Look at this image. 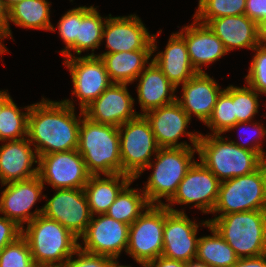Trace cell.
<instances>
[{"label":"cell","mask_w":266,"mask_h":267,"mask_svg":"<svg viewBox=\"0 0 266 267\" xmlns=\"http://www.w3.org/2000/svg\"><path fill=\"white\" fill-rule=\"evenodd\" d=\"M74 110L73 101L69 99L55 102L43 98L30 105L27 137L38 156L78 149L79 126L84 112L81 110L77 119Z\"/></svg>","instance_id":"cell-1"},{"label":"cell","mask_w":266,"mask_h":267,"mask_svg":"<svg viewBox=\"0 0 266 267\" xmlns=\"http://www.w3.org/2000/svg\"><path fill=\"white\" fill-rule=\"evenodd\" d=\"M22 237L37 267H63L79 247L77 237L42 214L29 222L27 228H22Z\"/></svg>","instance_id":"cell-2"},{"label":"cell","mask_w":266,"mask_h":267,"mask_svg":"<svg viewBox=\"0 0 266 267\" xmlns=\"http://www.w3.org/2000/svg\"><path fill=\"white\" fill-rule=\"evenodd\" d=\"M197 152L201 163L220 182L250 174L266 161L259 153L224 140L220 134H200Z\"/></svg>","instance_id":"cell-3"},{"label":"cell","mask_w":266,"mask_h":267,"mask_svg":"<svg viewBox=\"0 0 266 267\" xmlns=\"http://www.w3.org/2000/svg\"><path fill=\"white\" fill-rule=\"evenodd\" d=\"M77 150L91 175L121 173L118 127L95 123L83 116Z\"/></svg>","instance_id":"cell-4"},{"label":"cell","mask_w":266,"mask_h":267,"mask_svg":"<svg viewBox=\"0 0 266 267\" xmlns=\"http://www.w3.org/2000/svg\"><path fill=\"white\" fill-rule=\"evenodd\" d=\"M208 222L233 248L238 258L266 253V210L230 213Z\"/></svg>","instance_id":"cell-5"},{"label":"cell","mask_w":266,"mask_h":267,"mask_svg":"<svg viewBox=\"0 0 266 267\" xmlns=\"http://www.w3.org/2000/svg\"><path fill=\"white\" fill-rule=\"evenodd\" d=\"M197 147L160 148L156 153V162H150L146 168H153L143 193L150 205H164L160 198L169 201L177 191L178 185L196 162L192 160ZM158 202V203H157Z\"/></svg>","instance_id":"cell-6"},{"label":"cell","mask_w":266,"mask_h":267,"mask_svg":"<svg viewBox=\"0 0 266 267\" xmlns=\"http://www.w3.org/2000/svg\"><path fill=\"white\" fill-rule=\"evenodd\" d=\"M266 210V161L254 172L220 182L212 213Z\"/></svg>","instance_id":"cell-7"},{"label":"cell","mask_w":266,"mask_h":267,"mask_svg":"<svg viewBox=\"0 0 266 267\" xmlns=\"http://www.w3.org/2000/svg\"><path fill=\"white\" fill-rule=\"evenodd\" d=\"M120 141L121 174L137 179L151 162V154L160 149L144 115L118 127Z\"/></svg>","instance_id":"cell-8"},{"label":"cell","mask_w":266,"mask_h":267,"mask_svg":"<svg viewBox=\"0 0 266 267\" xmlns=\"http://www.w3.org/2000/svg\"><path fill=\"white\" fill-rule=\"evenodd\" d=\"M170 211L165 205H150L129 225L126 253L141 266L162 255L165 217Z\"/></svg>","instance_id":"cell-9"},{"label":"cell","mask_w":266,"mask_h":267,"mask_svg":"<svg viewBox=\"0 0 266 267\" xmlns=\"http://www.w3.org/2000/svg\"><path fill=\"white\" fill-rule=\"evenodd\" d=\"M38 176L55 189H84L91 174L78 150H71L40 155Z\"/></svg>","instance_id":"cell-10"},{"label":"cell","mask_w":266,"mask_h":267,"mask_svg":"<svg viewBox=\"0 0 266 267\" xmlns=\"http://www.w3.org/2000/svg\"><path fill=\"white\" fill-rule=\"evenodd\" d=\"M220 181L201 162H195L178 185L174 196L164 204L173 212H184L173 209V203L191 204L203 213H212L218 198Z\"/></svg>","instance_id":"cell-11"},{"label":"cell","mask_w":266,"mask_h":267,"mask_svg":"<svg viewBox=\"0 0 266 267\" xmlns=\"http://www.w3.org/2000/svg\"><path fill=\"white\" fill-rule=\"evenodd\" d=\"M70 71L75 94L80 100V110H84L99 97L112 83L105 65L99 56L92 52L86 56L65 59Z\"/></svg>","instance_id":"cell-12"},{"label":"cell","mask_w":266,"mask_h":267,"mask_svg":"<svg viewBox=\"0 0 266 267\" xmlns=\"http://www.w3.org/2000/svg\"><path fill=\"white\" fill-rule=\"evenodd\" d=\"M42 207V215L56 220L78 239L85 233L92 214L83 189H55Z\"/></svg>","instance_id":"cell-13"},{"label":"cell","mask_w":266,"mask_h":267,"mask_svg":"<svg viewBox=\"0 0 266 267\" xmlns=\"http://www.w3.org/2000/svg\"><path fill=\"white\" fill-rule=\"evenodd\" d=\"M151 125V129L160 148L191 147L186 142L178 143L185 133L193 147H197L200 134L186 132L191 118L176 100L170 104L152 109L143 114Z\"/></svg>","instance_id":"cell-14"},{"label":"cell","mask_w":266,"mask_h":267,"mask_svg":"<svg viewBox=\"0 0 266 267\" xmlns=\"http://www.w3.org/2000/svg\"><path fill=\"white\" fill-rule=\"evenodd\" d=\"M81 237L85 244L84 247L79 244L82 250L117 260L123 249L126 252L129 225L116 221L106 214L98 215L97 219H94V215H92L91 221Z\"/></svg>","instance_id":"cell-15"},{"label":"cell","mask_w":266,"mask_h":267,"mask_svg":"<svg viewBox=\"0 0 266 267\" xmlns=\"http://www.w3.org/2000/svg\"><path fill=\"white\" fill-rule=\"evenodd\" d=\"M134 99L127 84L112 83L84 110V116L95 123L119 127L139 114L133 109Z\"/></svg>","instance_id":"cell-16"},{"label":"cell","mask_w":266,"mask_h":267,"mask_svg":"<svg viewBox=\"0 0 266 267\" xmlns=\"http://www.w3.org/2000/svg\"><path fill=\"white\" fill-rule=\"evenodd\" d=\"M4 185L7 187L2 191L0 197V213L4 214L6 218L23 228V223L27 222L28 224L42 214L43 208L36 209L33 213L30 212L32 206L41 198L40 195L44 188L38 175Z\"/></svg>","instance_id":"cell-17"},{"label":"cell","mask_w":266,"mask_h":267,"mask_svg":"<svg viewBox=\"0 0 266 267\" xmlns=\"http://www.w3.org/2000/svg\"><path fill=\"white\" fill-rule=\"evenodd\" d=\"M136 15L106 17L102 38H106L108 51L103 54L153 49V40Z\"/></svg>","instance_id":"cell-18"},{"label":"cell","mask_w":266,"mask_h":267,"mask_svg":"<svg viewBox=\"0 0 266 267\" xmlns=\"http://www.w3.org/2000/svg\"><path fill=\"white\" fill-rule=\"evenodd\" d=\"M198 227L184 212L170 211L165 217L162 256L185 263L195 259Z\"/></svg>","instance_id":"cell-19"},{"label":"cell","mask_w":266,"mask_h":267,"mask_svg":"<svg viewBox=\"0 0 266 267\" xmlns=\"http://www.w3.org/2000/svg\"><path fill=\"white\" fill-rule=\"evenodd\" d=\"M206 25L223 42L227 52L241 47L253 50L265 39V30L245 14L215 18Z\"/></svg>","instance_id":"cell-20"},{"label":"cell","mask_w":266,"mask_h":267,"mask_svg":"<svg viewBox=\"0 0 266 267\" xmlns=\"http://www.w3.org/2000/svg\"><path fill=\"white\" fill-rule=\"evenodd\" d=\"M28 139L12 140L0 146V181L2 185L27 180L38 175L39 156Z\"/></svg>","instance_id":"cell-21"},{"label":"cell","mask_w":266,"mask_h":267,"mask_svg":"<svg viewBox=\"0 0 266 267\" xmlns=\"http://www.w3.org/2000/svg\"><path fill=\"white\" fill-rule=\"evenodd\" d=\"M182 99L177 101L182 109L206 123L213 113L219 94L222 92L219 85L205 72L196 73L190 80L182 84Z\"/></svg>","instance_id":"cell-22"},{"label":"cell","mask_w":266,"mask_h":267,"mask_svg":"<svg viewBox=\"0 0 266 267\" xmlns=\"http://www.w3.org/2000/svg\"><path fill=\"white\" fill-rule=\"evenodd\" d=\"M194 20V24L183 27L181 32L177 33L185 40L194 69L197 72H204L201 69V65H208L228 52L223 42L206 24L199 23L196 19Z\"/></svg>","instance_id":"cell-23"},{"label":"cell","mask_w":266,"mask_h":267,"mask_svg":"<svg viewBox=\"0 0 266 267\" xmlns=\"http://www.w3.org/2000/svg\"><path fill=\"white\" fill-rule=\"evenodd\" d=\"M138 78H140L137 86L138 103L144 112L139 115L177 100V96L173 94L177 87L167 79L153 60L148 63V67L144 68Z\"/></svg>","instance_id":"cell-24"},{"label":"cell","mask_w":266,"mask_h":267,"mask_svg":"<svg viewBox=\"0 0 266 267\" xmlns=\"http://www.w3.org/2000/svg\"><path fill=\"white\" fill-rule=\"evenodd\" d=\"M152 60L175 87L198 73L191 64L185 40L178 33L171 35L164 52H159Z\"/></svg>","instance_id":"cell-25"},{"label":"cell","mask_w":266,"mask_h":267,"mask_svg":"<svg viewBox=\"0 0 266 267\" xmlns=\"http://www.w3.org/2000/svg\"><path fill=\"white\" fill-rule=\"evenodd\" d=\"M152 36L153 49L97 55L103 61L110 80H114L113 83L129 84L137 80L139 74L146 67L145 64L149 62L148 60L157 49L156 35Z\"/></svg>","instance_id":"cell-26"},{"label":"cell","mask_w":266,"mask_h":267,"mask_svg":"<svg viewBox=\"0 0 266 267\" xmlns=\"http://www.w3.org/2000/svg\"><path fill=\"white\" fill-rule=\"evenodd\" d=\"M106 177L91 175L83 189L92 215L105 214L121 190L133 180L121 173L106 175Z\"/></svg>","instance_id":"cell-27"},{"label":"cell","mask_w":266,"mask_h":267,"mask_svg":"<svg viewBox=\"0 0 266 267\" xmlns=\"http://www.w3.org/2000/svg\"><path fill=\"white\" fill-rule=\"evenodd\" d=\"M201 224L207 226L213 235L198 239L195 260L209 267H232L239 259L233 248L209 225L207 220Z\"/></svg>","instance_id":"cell-28"},{"label":"cell","mask_w":266,"mask_h":267,"mask_svg":"<svg viewBox=\"0 0 266 267\" xmlns=\"http://www.w3.org/2000/svg\"><path fill=\"white\" fill-rule=\"evenodd\" d=\"M49 8L50 3L46 0H24L8 10V21L24 28L55 31Z\"/></svg>","instance_id":"cell-29"},{"label":"cell","mask_w":266,"mask_h":267,"mask_svg":"<svg viewBox=\"0 0 266 267\" xmlns=\"http://www.w3.org/2000/svg\"><path fill=\"white\" fill-rule=\"evenodd\" d=\"M99 15L95 7H79V30L75 41V53L80 55L83 51L98 49L104 40L103 28L105 20ZM104 21V22H103Z\"/></svg>","instance_id":"cell-30"},{"label":"cell","mask_w":266,"mask_h":267,"mask_svg":"<svg viewBox=\"0 0 266 267\" xmlns=\"http://www.w3.org/2000/svg\"><path fill=\"white\" fill-rule=\"evenodd\" d=\"M133 181L134 179L121 190L114 203L105 213L116 221L128 225L139 218L144 208L150 206L143 191H140L141 194L138 189H129Z\"/></svg>","instance_id":"cell-31"},{"label":"cell","mask_w":266,"mask_h":267,"mask_svg":"<svg viewBox=\"0 0 266 267\" xmlns=\"http://www.w3.org/2000/svg\"><path fill=\"white\" fill-rule=\"evenodd\" d=\"M22 112L12 98L3 106L0 112V141L19 140L27 137L28 114L30 106Z\"/></svg>","instance_id":"cell-32"},{"label":"cell","mask_w":266,"mask_h":267,"mask_svg":"<svg viewBox=\"0 0 266 267\" xmlns=\"http://www.w3.org/2000/svg\"><path fill=\"white\" fill-rule=\"evenodd\" d=\"M213 134H222L236 125L234 115V86L230 85L219 94L213 113L205 123Z\"/></svg>","instance_id":"cell-33"},{"label":"cell","mask_w":266,"mask_h":267,"mask_svg":"<svg viewBox=\"0 0 266 267\" xmlns=\"http://www.w3.org/2000/svg\"><path fill=\"white\" fill-rule=\"evenodd\" d=\"M246 0H199L198 9L193 16L199 23L224 16L244 15Z\"/></svg>","instance_id":"cell-34"},{"label":"cell","mask_w":266,"mask_h":267,"mask_svg":"<svg viewBox=\"0 0 266 267\" xmlns=\"http://www.w3.org/2000/svg\"><path fill=\"white\" fill-rule=\"evenodd\" d=\"M258 95L259 93L249 85L244 87H234V115L236 116V125L229 128H239L252 122V118L258 113Z\"/></svg>","instance_id":"cell-35"},{"label":"cell","mask_w":266,"mask_h":267,"mask_svg":"<svg viewBox=\"0 0 266 267\" xmlns=\"http://www.w3.org/2000/svg\"><path fill=\"white\" fill-rule=\"evenodd\" d=\"M0 267H37L28 243L22 236L0 252Z\"/></svg>","instance_id":"cell-36"},{"label":"cell","mask_w":266,"mask_h":267,"mask_svg":"<svg viewBox=\"0 0 266 267\" xmlns=\"http://www.w3.org/2000/svg\"><path fill=\"white\" fill-rule=\"evenodd\" d=\"M253 50L257 52L245 77L246 82L258 93L266 94V39Z\"/></svg>","instance_id":"cell-37"},{"label":"cell","mask_w":266,"mask_h":267,"mask_svg":"<svg viewBox=\"0 0 266 267\" xmlns=\"http://www.w3.org/2000/svg\"><path fill=\"white\" fill-rule=\"evenodd\" d=\"M58 30L61 38L66 44L65 49L61 51L66 58L72 57L70 50L75 51V41L79 30V7L73 8L65 13L58 23Z\"/></svg>","instance_id":"cell-38"},{"label":"cell","mask_w":266,"mask_h":267,"mask_svg":"<svg viewBox=\"0 0 266 267\" xmlns=\"http://www.w3.org/2000/svg\"><path fill=\"white\" fill-rule=\"evenodd\" d=\"M74 254L78 258L73 260V257H71L63 267H111L116 262L111 257L92 254L82 250L80 247L76 249Z\"/></svg>","instance_id":"cell-39"},{"label":"cell","mask_w":266,"mask_h":267,"mask_svg":"<svg viewBox=\"0 0 266 267\" xmlns=\"http://www.w3.org/2000/svg\"><path fill=\"white\" fill-rule=\"evenodd\" d=\"M22 236V228L14 221L4 217H0V252L6 245L15 242Z\"/></svg>","instance_id":"cell-40"},{"label":"cell","mask_w":266,"mask_h":267,"mask_svg":"<svg viewBox=\"0 0 266 267\" xmlns=\"http://www.w3.org/2000/svg\"><path fill=\"white\" fill-rule=\"evenodd\" d=\"M245 15L266 30V0H246Z\"/></svg>","instance_id":"cell-41"},{"label":"cell","mask_w":266,"mask_h":267,"mask_svg":"<svg viewBox=\"0 0 266 267\" xmlns=\"http://www.w3.org/2000/svg\"><path fill=\"white\" fill-rule=\"evenodd\" d=\"M8 36L12 37L8 21V9L4 4V0H0V39L4 40ZM7 51L6 47L0 41V54Z\"/></svg>","instance_id":"cell-42"},{"label":"cell","mask_w":266,"mask_h":267,"mask_svg":"<svg viewBox=\"0 0 266 267\" xmlns=\"http://www.w3.org/2000/svg\"><path fill=\"white\" fill-rule=\"evenodd\" d=\"M255 131V134L257 135L258 139L259 140V137L260 138H263L265 135H266V130L265 128L262 126V124L260 125V123H253V129L252 131ZM255 135V137H256ZM255 143L254 144H249L247 143L246 145H244V143H238V142H234V144L238 145L239 147L243 148V149H246V150H249V151H253V152H257L259 153L264 159H266V154L264 153L262 147L260 146V143L261 141L257 142V140L255 138H253ZM248 145V146H247ZM250 145V146H249Z\"/></svg>","instance_id":"cell-43"},{"label":"cell","mask_w":266,"mask_h":267,"mask_svg":"<svg viewBox=\"0 0 266 267\" xmlns=\"http://www.w3.org/2000/svg\"><path fill=\"white\" fill-rule=\"evenodd\" d=\"M143 267H186V263L175 259L159 256L147 262Z\"/></svg>","instance_id":"cell-44"},{"label":"cell","mask_w":266,"mask_h":267,"mask_svg":"<svg viewBox=\"0 0 266 267\" xmlns=\"http://www.w3.org/2000/svg\"><path fill=\"white\" fill-rule=\"evenodd\" d=\"M232 267H266V253L256 257L239 258Z\"/></svg>","instance_id":"cell-45"},{"label":"cell","mask_w":266,"mask_h":267,"mask_svg":"<svg viewBox=\"0 0 266 267\" xmlns=\"http://www.w3.org/2000/svg\"><path fill=\"white\" fill-rule=\"evenodd\" d=\"M11 99L10 95L6 91H0V112L3 106Z\"/></svg>","instance_id":"cell-46"},{"label":"cell","mask_w":266,"mask_h":267,"mask_svg":"<svg viewBox=\"0 0 266 267\" xmlns=\"http://www.w3.org/2000/svg\"><path fill=\"white\" fill-rule=\"evenodd\" d=\"M186 267H209V266L206 265L205 263L198 261V260H196V261L190 260L189 262L186 263Z\"/></svg>","instance_id":"cell-47"},{"label":"cell","mask_w":266,"mask_h":267,"mask_svg":"<svg viewBox=\"0 0 266 267\" xmlns=\"http://www.w3.org/2000/svg\"><path fill=\"white\" fill-rule=\"evenodd\" d=\"M22 1H24V0H4V4H5L6 8L9 10L15 4L22 2Z\"/></svg>","instance_id":"cell-48"},{"label":"cell","mask_w":266,"mask_h":267,"mask_svg":"<svg viewBox=\"0 0 266 267\" xmlns=\"http://www.w3.org/2000/svg\"><path fill=\"white\" fill-rule=\"evenodd\" d=\"M111 267H130V266L118 265V262L116 261Z\"/></svg>","instance_id":"cell-49"}]
</instances>
